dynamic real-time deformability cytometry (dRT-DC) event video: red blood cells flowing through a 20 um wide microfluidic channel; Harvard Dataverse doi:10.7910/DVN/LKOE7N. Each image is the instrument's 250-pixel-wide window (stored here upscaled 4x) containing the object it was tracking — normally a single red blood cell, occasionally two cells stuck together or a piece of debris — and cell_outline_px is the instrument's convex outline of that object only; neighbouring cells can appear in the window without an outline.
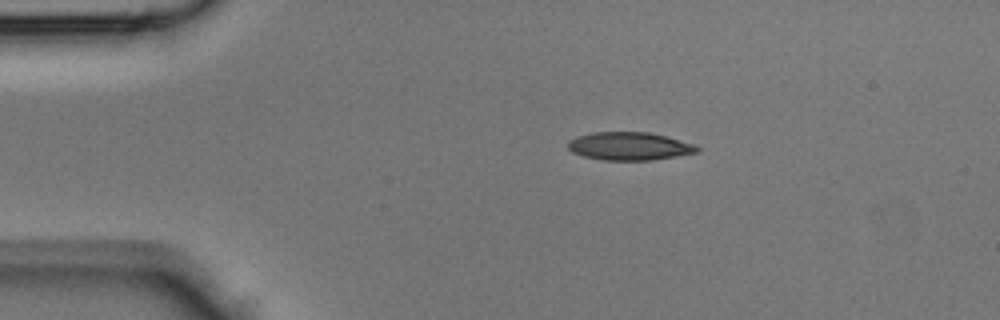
{"species": "Egyptian fruit bat (a non-hibernating species)", "species_latin": "Rousettus aegyptiacus", "temperature_condition": "room temperature", "stored_images_in_passage": 36, "camera_frame_rate_fps": 3000, "um_per_image_px": 0.085, "animal": {"sex": "male"}, "frame": {"image": 1, "passage_image": 1, "time_ms": 0.0, "image_size_px": [1000, 320], "cell_outline_px": [[700, 152], [652, 160], [604, 160], [584, 156], [572, 152], [568, 148], [568, 140], [592, 132], [648, 132], [696, 144], [700, 148]], "centroid_in_image_um": [53.53, 12.43], "position_along_channel_um": 31.5, "area_um2": 21.04}}
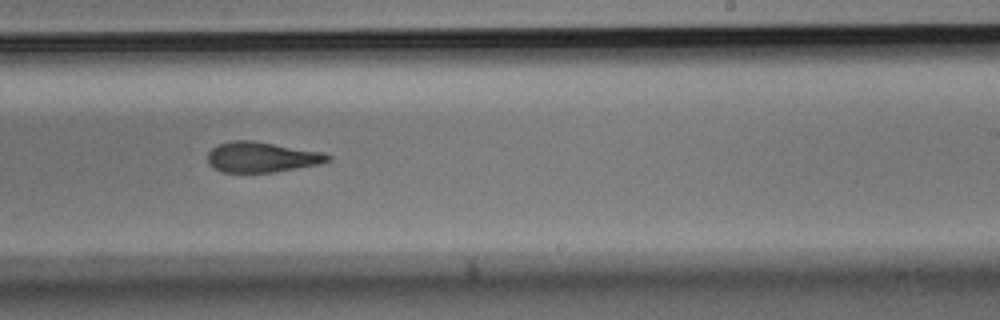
{"frame": {"image": 2, "passage_image": 19, "time_ms": 6.0, "image_size_px": [1000, 320], "cell_outline_px": [[332, 160], [320, 164], [272, 172], [220, 172], [212, 168], [208, 164], [208, 152], [216, 144], [232, 140], [252, 140], [324, 152], [332, 156]], "centroid_in_image_um": [22.23, 13.35], "position_along_channel_um": 266.8, "area_um2": 21.5}}
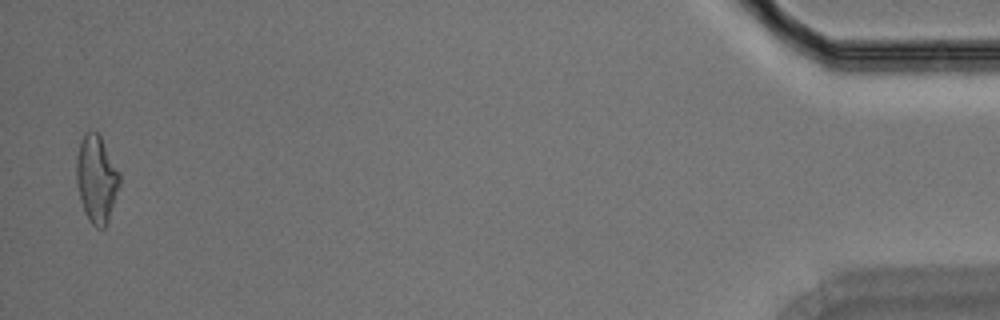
{"frame": {"image": 3, "passage_image": 35, "time_ms": 11.333, "image_size_px": [1000, 320], "cell_outline_px": [[120, 184], [108, 220], [104, 228], [96, 228], [88, 220], [84, 212], [80, 200], [76, 184], [76, 156], [80, 140], [84, 132], [96, 132], [100, 136], [120, 172]], "centroid_in_image_um": [8.18, 15.21], "position_along_channel_um": 427.0, "area_um2": 22.08}}